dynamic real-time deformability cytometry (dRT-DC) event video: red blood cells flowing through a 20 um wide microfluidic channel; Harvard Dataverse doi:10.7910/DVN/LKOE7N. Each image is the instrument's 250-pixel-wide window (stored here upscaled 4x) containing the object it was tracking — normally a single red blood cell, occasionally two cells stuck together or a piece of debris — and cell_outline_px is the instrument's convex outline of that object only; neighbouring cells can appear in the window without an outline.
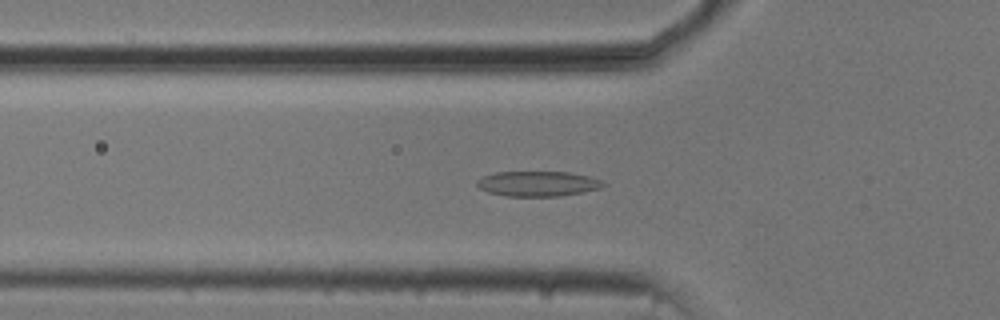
{"species": "common noctule bat (a hibernating species)", "species_latin": "Nyctalus noctula", "temperature_condition": "cold", "stored_images_in_passage": 44, "camera_frame_rate_fps": 3000, "um_per_image_px": 0.085, "animal": {"sex": "male", "body_mass_g": 20.5, "forearm_length_mm": 52.5}, "frame": {"image": 1, "passage_image": 15, "time_ms": 4.667, "image_size_px": [1000, 320], "cell_outline_px": [[604, 184], [600, 188], [584, 192], [560, 196], [504, 196], [488, 192], [480, 188], [476, 184], [476, 180], [484, 176], [496, 172], [568, 172], [588, 176], [600, 180]], "centroid_in_image_um": [45.68, 15.62], "position_along_channel_um": 80.1, "area_um2": 18.38}}
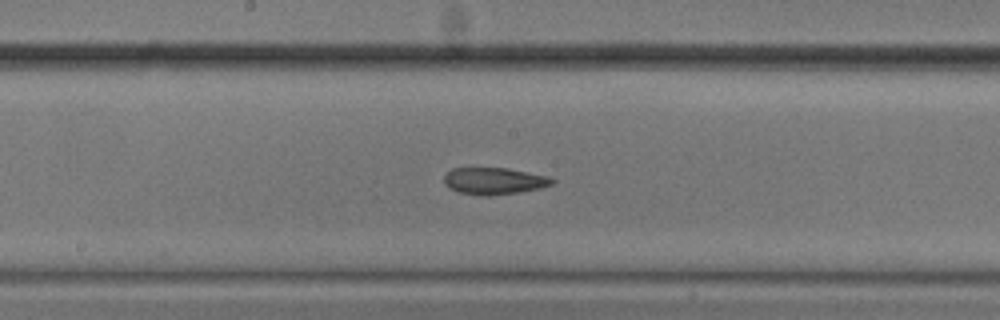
{"frame": {"image": 2, "passage_image": 25, "time_ms": 8.0, "image_size_px": [1000, 320], "cell_outline_px": [[556, 180], [552, 184], [540, 188], [520, 192], [488, 196], [480, 196], [460, 192], [448, 188], [444, 184], [444, 176], [452, 168], [508, 168], [548, 176]], "centroid_in_image_um": [41.99, 15.39], "position_along_channel_um": 206.2, "area_um2": 16.99}}
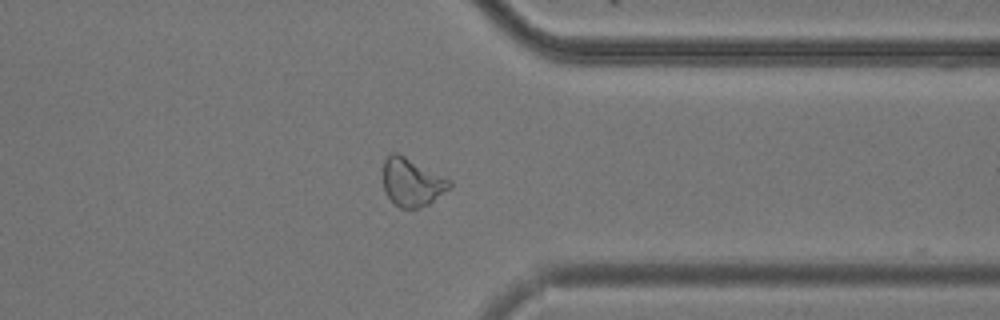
{"frame": {"image": 3, "passage_image": 39, "time_ms": 12.667, "image_size_px": [1000, 320], "cell_outline_px": [[452, 184], [448, 188], [428, 204], [420, 208], [400, 208], [388, 196], [384, 188], [384, 160], [392, 152], [396, 152], [452, 180]], "centroid_in_image_um": [35.01, 15.48], "position_along_channel_um": 376.4, "area_um2": 18.15}, "authors_computed_cell_mechanics": {"area_um2": 18.2359, "velocity_mm_per_s": 3.76, "shape_relaxation_time_tau1_ms": null, "shape_relaxation_time_tau2_ms": 6.0532, "deformation_change_tau1": null, "deformation_change_tau2": 0.1193}}